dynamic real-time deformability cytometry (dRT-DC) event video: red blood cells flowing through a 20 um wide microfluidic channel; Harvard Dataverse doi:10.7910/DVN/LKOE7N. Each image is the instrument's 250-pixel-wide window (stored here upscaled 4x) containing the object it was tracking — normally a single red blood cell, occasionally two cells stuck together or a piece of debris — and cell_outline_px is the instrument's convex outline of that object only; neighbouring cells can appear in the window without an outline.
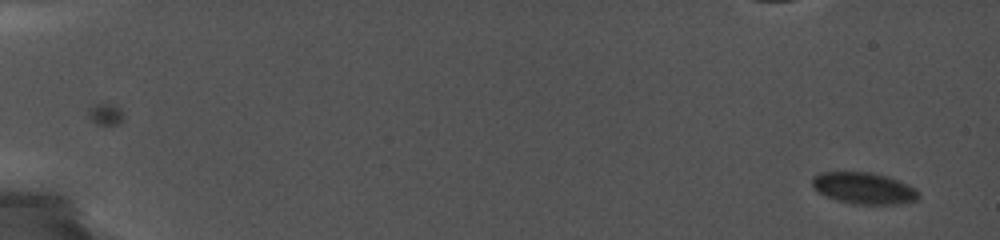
{"species": "common noctule bat (a hibernating species)", "species_latin": "Nyctalus noctula", "temperature_condition": "cold", "stored_images_in_passage": 4, "camera_frame_rate_fps": 5000, "um_per_image_px": 0.085, "animal": {"sex": "female", "body_mass_g": 19.0, "forearm_length_mm": 56.7}, "frame": {"image": 1, "passage_image": 4, "time_ms": 3.8, "image_size_px": [1000, 240], "cell_outline_px": [[920, 196], [916, 200], [896, 204], [852, 204], [836, 200], [812, 188], [812, 176], [820, 172], [872, 172], [888, 176], [908, 184], [916, 188], [920, 192]], "centroid_in_image_um": [73.44, 15.99], "position_along_channel_um": 11.6, "area_um2": 19.71}}